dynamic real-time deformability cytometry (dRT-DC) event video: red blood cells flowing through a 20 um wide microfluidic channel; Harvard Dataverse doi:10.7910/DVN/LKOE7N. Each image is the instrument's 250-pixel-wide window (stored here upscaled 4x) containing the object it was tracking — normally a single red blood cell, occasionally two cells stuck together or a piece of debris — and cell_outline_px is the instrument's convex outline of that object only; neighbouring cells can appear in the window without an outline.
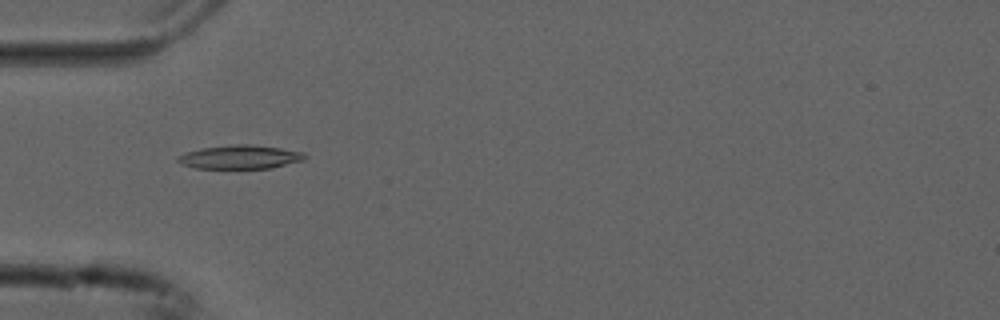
{"species": "common noctule bat (a hibernating species)", "species_latin": "Nyctalus noctula", "temperature_condition": "cold", "stored_images_in_passage": 49, "camera_frame_rate_fps": 3000, "um_per_image_px": 0.085, "animal": {"sex": "male", "forearm_length_mm": 52.5}, "frame": {"image": 1, "passage_image": 12, "time_ms": 3.667, "image_size_px": [1000, 320], "cell_outline_px": [[308, 156], [304, 160], [272, 168], [196, 168], [184, 164], [176, 160], [176, 156], [184, 152], [200, 148], [236, 144], [252, 144], [280, 148], [304, 152]], "centroid_in_image_um": [20.42, 13.34], "position_along_channel_um": 64.6, "area_um2": 17.63}}
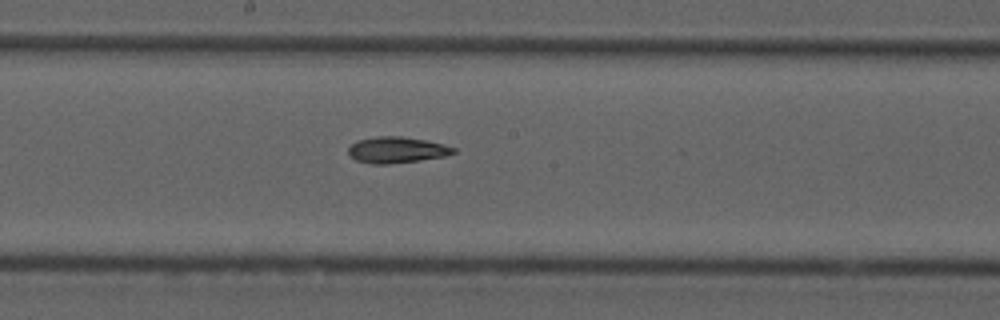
{"frame": {"image": 2, "passage_image": 24, "time_ms": 7.667, "image_size_px": [1000, 320], "cell_outline_px": [[456, 152], [444, 156], [420, 160], [388, 164], [372, 164], [356, 160], [348, 152], [348, 148], [356, 140], [376, 136], [400, 136], [424, 140], [456, 148]], "centroid_in_image_um": [33.68, 12.74], "position_along_channel_um": 214.5, "area_um2": 15.84}}
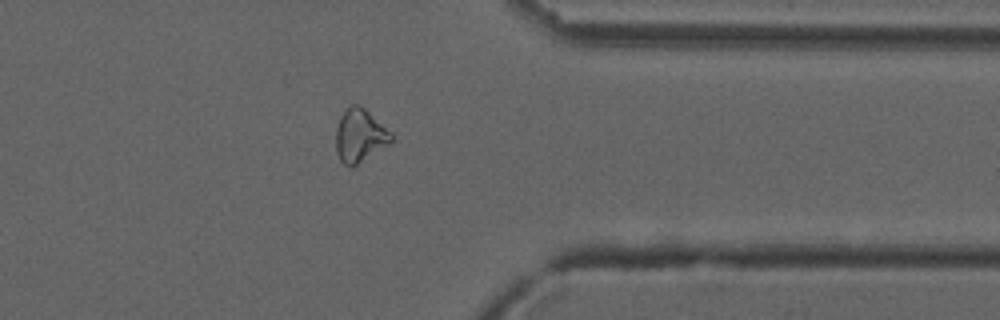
{"frame": {"image": 3, "passage_image": 38, "time_ms": 12.333, "image_size_px": [1000, 320], "cell_outline_px": [[392, 140], [388, 144], [352, 168], [344, 164], [340, 160], [336, 152], [336, 128], [340, 116], [352, 104], [356, 104], [364, 108], [392, 132]], "centroid_in_image_um": [30.57, 11.54], "position_along_channel_um": 380.8, "area_um2": 16.99}}